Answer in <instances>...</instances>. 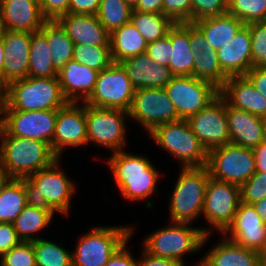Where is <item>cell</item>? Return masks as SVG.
<instances>
[{
	"label": "cell",
	"instance_id": "1",
	"mask_svg": "<svg viewBox=\"0 0 266 266\" xmlns=\"http://www.w3.org/2000/svg\"><path fill=\"white\" fill-rule=\"evenodd\" d=\"M60 158L50 166L39 170L29 177L21 178L24 182L26 203L36 208L68 214L71 197L75 191L72 180L59 168Z\"/></svg>",
	"mask_w": 266,
	"mask_h": 266
},
{
	"label": "cell",
	"instance_id": "2",
	"mask_svg": "<svg viewBox=\"0 0 266 266\" xmlns=\"http://www.w3.org/2000/svg\"><path fill=\"white\" fill-rule=\"evenodd\" d=\"M0 137V168L12 178L29 177L58 159L46 142L9 136L1 127Z\"/></svg>",
	"mask_w": 266,
	"mask_h": 266
},
{
	"label": "cell",
	"instance_id": "3",
	"mask_svg": "<svg viewBox=\"0 0 266 266\" xmlns=\"http://www.w3.org/2000/svg\"><path fill=\"white\" fill-rule=\"evenodd\" d=\"M2 110H58L68 103L58 77H27L3 88Z\"/></svg>",
	"mask_w": 266,
	"mask_h": 266
},
{
	"label": "cell",
	"instance_id": "4",
	"mask_svg": "<svg viewBox=\"0 0 266 266\" xmlns=\"http://www.w3.org/2000/svg\"><path fill=\"white\" fill-rule=\"evenodd\" d=\"M107 163L124 198L139 201L154 194L160 173L148 158L121 150L113 152Z\"/></svg>",
	"mask_w": 266,
	"mask_h": 266
},
{
	"label": "cell",
	"instance_id": "5",
	"mask_svg": "<svg viewBox=\"0 0 266 266\" xmlns=\"http://www.w3.org/2000/svg\"><path fill=\"white\" fill-rule=\"evenodd\" d=\"M191 223L171 222L144 239V251L154 257L173 259L185 265L183 256L199 251L212 233L207 228L190 227Z\"/></svg>",
	"mask_w": 266,
	"mask_h": 266
},
{
	"label": "cell",
	"instance_id": "6",
	"mask_svg": "<svg viewBox=\"0 0 266 266\" xmlns=\"http://www.w3.org/2000/svg\"><path fill=\"white\" fill-rule=\"evenodd\" d=\"M209 178L207 166L181 169L170 198L172 222L192 223L202 214Z\"/></svg>",
	"mask_w": 266,
	"mask_h": 266
},
{
	"label": "cell",
	"instance_id": "7",
	"mask_svg": "<svg viewBox=\"0 0 266 266\" xmlns=\"http://www.w3.org/2000/svg\"><path fill=\"white\" fill-rule=\"evenodd\" d=\"M149 134L160 147L182 162V168L207 166L208 151L187 119L160 124Z\"/></svg>",
	"mask_w": 266,
	"mask_h": 266
},
{
	"label": "cell",
	"instance_id": "8",
	"mask_svg": "<svg viewBox=\"0 0 266 266\" xmlns=\"http://www.w3.org/2000/svg\"><path fill=\"white\" fill-rule=\"evenodd\" d=\"M132 233L128 226L93 228L79 239L72 252V266H104Z\"/></svg>",
	"mask_w": 266,
	"mask_h": 266
},
{
	"label": "cell",
	"instance_id": "9",
	"mask_svg": "<svg viewBox=\"0 0 266 266\" xmlns=\"http://www.w3.org/2000/svg\"><path fill=\"white\" fill-rule=\"evenodd\" d=\"M134 94L135 89L126 70L120 63L113 62L99 72L93 92L84 103L93 107L129 112Z\"/></svg>",
	"mask_w": 266,
	"mask_h": 266
},
{
	"label": "cell",
	"instance_id": "10",
	"mask_svg": "<svg viewBox=\"0 0 266 266\" xmlns=\"http://www.w3.org/2000/svg\"><path fill=\"white\" fill-rule=\"evenodd\" d=\"M210 177L241 185L256 172L253 149L226 144L208 152Z\"/></svg>",
	"mask_w": 266,
	"mask_h": 266
},
{
	"label": "cell",
	"instance_id": "11",
	"mask_svg": "<svg viewBox=\"0 0 266 266\" xmlns=\"http://www.w3.org/2000/svg\"><path fill=\"white\" fill-rule=\"evenodd\" d=\"M125 116L129 117V112L85 104L88 143L112 152L123 150L126 145Z\"/></svg>",
	"mask_w": 266,
	"mask_h": 266
},
{
	"label": "cell",
	"instance_id": "12",
	"mask_svg": "<svg viewBox=\"0 0 266 266\" xmlns=\"http://www.w3.org/2000/svg\"><path fill=\"white\" fill-rule=\"evenodd\" d=\"M180 119H188L219 95V88L194 76H174L164 87Z\"/></svg>",
	"mask_w": 266,
	"mask_h": 266
},
{
	"label": "cell",
	"instance_id": "13",
	"mask_svg": "<svg viewBox=\"0 0 266 266\" xmlns=\"http://www.w3.org/2000/svg\"><path fill=\"white\" fill-rule=\"evenodd\" d=\"M240 202L239 185L210 177L202 214L211 228L222 234L232 224Z\"/></svg>",
	"mask_w": 266,
	"mask_h": 266
},
{
	"label": "cell",
	"instance_id": "14",
	"mask_svg": "<svg viewBox=\"0 0 266 266\" xmlns=\"http://www.w3.org/2000/svg\"><path fill=\"white\" fill-rule=\"evenodd\" d=\"M129 117L136 119L149 133L160 124L180 120L164 88L135 90Z\"/></svg>",
	"mask_w": 266,
	"mask_h": 266
},
{
	"label": "cell",
	"instance_id": "15",
	"mask_svg": "<svg viewBox=\"0 0 266 266\" xmlns=\"http://www.w3.org/2000/svg\"><path fill=\"white\" fill-rule=\"evenodd\" d=\"M57 115L58 110H2L1 128L9 136L37 139L51 147Z\"/></svg>",
	"mask_w": 266,
	"mask_h": 266
},
{
	"label": "cell",
	"instance_id": "16",
	"mask_svg": "<svg viewBox=\"0 0 266 266\" xmlns=\"http://www.w3.org/2000/svg\"><path fill=\"white\" fill-rule=\"evenodd\" d=\"M187 121L208 152L230 144L226 101L220 94L204 109L190 116Z\"/></svg>",
	"mask_w": 266,
	"mask_h": 266
},
{
	"label": "cell",
	"instance_id": "17",
	"mask_svg": "<svg viewBox=\"0 0 266 266\" xmlns=\"http://www.w3.org/2000/svg\"><path fill=\"white\" fill-rule=\"evenodd\" d=\"M78 103L68 102L58 109L51 149L60 159L65 147L88 144L85 103L82 102V106Z\"/></svg>",
	"mask_w": 266,
	"mask_h": 266
},
{
	"label": "cell",
	"instance_id": "18",
	"mask_svg": "<svg viewBox=\"0 0 266 266\" xmlns=\"http://www.w3.org/2000/svg\"><path fill=\"white\" fill-rule=\"evenodd\" d=\"M223 234L238 245L260 252L266 241V225L253 205L240 202L232 224Z\"/></svg>",
	"mask_w": 266,
	"mask_h": 266
},
{
	"label": "cell",
	"instance_id": "19",
	"mask_svg": "<svg viewBox=\"0 0 266 266\" xmlns=\"http://www.w3.org/2000/svg\"><path fill=\"white\" fill-rule=\"evenodd\" d=\"M32 33L6 30L3 34L5 61L3 88L28 77Z\"/></svg>",
	"mask_w": 266,
	"mask_h": 266
},
{
	"label": "cell",
	"instance_id": "20",
	"mask_svg": "<svg viewBox=\"0 0 266 266\" xmlns=\"http://www.w3.org/2000/svg\"><path fill=\"white\" fill-rule=\"evenodd\" d=\"M219 94L233 108L266 118V99L246 76L229 77Z\"/></svg>",
	"mask_w": 266,
	"mask_h": 266
},
{
	"label": "cell",
	"instance_id": "21",
	"mask_svg": "<svg viewBox=\"0 0 266 266\" xmlns=\"http://www.w3.org/2000/svg\"><path fill=\"white\" fill-rule=\"evenodd\" d=\"M251 37L245 24L222 48L217 50L222 71L228 77L245 76L252 68Z\"/></svg>",
	"mask_w": 266,
	"mask_h": 266
},
{
	"label": "cell",
	"instance_id": "22",
	"mask_svg": "<svg viewBox=\"0 0 266 266\" xmlns=\"http://www.w3.org/2000/svg\"><path fill=\"white\" fill-rule=\"evenodd\" d=\"M120 64L135 90L164 88L174 77L169 67L157 64L145 53L125 59Z\"/></svg>",
	"mask_w": 266,
	"mask_h": 266
},
{
	"label": "cell",
	"instance_id": "23",
	"mask_svg": "<svg viewBox=\"0 0 266 266\" xmlns=\"http://www.w3.org/2000/svg\"><path fill=\"white\" fill-rule=\"evenodd\" d=\"M0 11L6 30L32 33L47 21L41 13L39 0H3Z\"/></svg>",
	"mask_w": 266,
	"mask_h": 266
},
{
	"label": "cell",
	"instance_id": "24",
	"mask_svg": "<svg viewBox=\"0 0 266 266\" xmlns=\"http://www.w3.org/2000/svg\"><path fill=\"white\" fill-rule=\"evenodd\" d=\"M230 144L254 149L264 141V119L226 103Z\"/></svg>",
	"mask_w": 266,
	"mask_h": 266
},
{
	"label": "cell",
	"instance_id": "25",
	"mask_svg": "<svg viewBox=\"0 0 266 266\" xmlns=\"http://www.w3.org/2000/svg\"><path fill=\"white\" fill-rule=\"evenodd\" d=\"M75 44L110 46V33L97 15L67 13L57 20Z\"/></svg>",
	"mask_w": 266,
	"mask_h": 266
},
{
	"label": "cell",
	"instance_id": "26",
	"mask_svg": "<svg viewBox=\"0 0 266 266\" xmlns=\"http://www.w3.org/2000/svg\"><path fill=\"white\" fill-rule=\"evenodd\" d=\"M98 74V71L72 59L57 77L68 102H84L93 92Z\"/></svg>",
	"mask_w": 266,
	"mask_h": 266
},
{
	"label": "cell",
	"instance_id": "27",
	"mask_svg": "<svg viewBox=\"0 0 266 266\" xmlns=\"http://www.w3.org/2000/svg\"><path fill=\"white\" fill-rule=\"evenodd\" d=\"M202 266H261L259 252L234 243L224 236L201 259Z\"/></svg>",
	"mask_w": 266,
	"mask_h": 266
},
{
	"label": "cell",
	"instance_id": "28",
	"mask_svg": "<svg viewBox=\"0 0 266 266\" xmlns=\"http://www.w3.org/2000/svg\"><path fill=\"white\" fill-rule=\"evenodd\" d=\"M170 37L169 68L174 76H193L195 53L189 42V22L175 23L168 31Z\"/></svg>",
	"mask_w": 266,
	"mask_h": 266
},
{
	"label": "cell",
	"instance_id": "29",
	"mask_svg": "<svg viewBox=\"0 0 266 266\" xmlns=\"http://www.w3.org/2000/svg\"><path fill=\"white\" fill-rule=\"evenodd\" d=\"M203 33L207 43L218 50L226 45L245 25L240 19L226 13L193 22Z\"/></svg>",
	"mask_w": 266,
	"mask_h": 266
},
{
	"label": "cell",
	"instance_id": "30",
	"mask_svg": "<svg viewBox=\"0 0 266 266\" xmlns=\"http://www.w3.org/2000/svg\"><path fill=\"white\" fill-rule=\"evenodd\" d=\"M111 57L114 63L144 54L147 42L129 22L110 34Z\"/></svg>",
	"mask_w": 266,
	"mask_h": 266
},
{
	"label": "cell",
	"instance_id": "31",
	"mask_svg": "<svg viewBox=\"0 0 266 266\" xmlns=\"http://www.w3.org/2000/svg\"><path fill=\"white\" fill-rule=\"evenodd\" d=\"M40 31L46 36L53 59L52 64L59 73L72 60L75 43L57 20H47Z\"/></svg>",
	"mask_w": 266,
	"mask_h": 266
},
{
	"label": "cell",
	"instance_id": "32",
	"mask_svg": "<svg viewBox=\"0 0 266 266\" xmlns=\"http://www.w3.org/2000/svg\"><path fill=\"white\" fill-rule=\"evenodd\" d=\"M52 60L46 36L40 30L32 32L28 77H57Z\"/></svg>",
	"mask_w": 266,
	"mask_h": 266
},
{
	"label": "cell",
	"instance_id": "33",
	"mask_svg": "<svg viewBox=\"0 0 266 266\" xmlns=\"http://www.w3.org/2000/svg\"><path fill=\"white\" fill-rule=\"evenodd\" d=\"M52 219L53 215L49 211L27 204L12 224L21 241L33 242L40 239L33 234L46 228Z\"/></svg>",
	"mask_w": 266,
	"mask_h": 266
},
{
	"label": "cell",
	"instance_id": "34",
	"mask_svg": "<svg viewBox=\"0 0 266 266\" xmlns=\"http://www.w3.org/2000/svg\"><path fill=\"white\" fill-rule=\"evenodd\" d=\"M130 23L140 32L147 43L164 38L175 24L169 17L159 13L132 11Z\"/></svg>",
	"mask_w": 266,
	"mask_h": 266
},
{
	"label": "cell",
	"instance_id": "35",
	"mask_svg": "<svg viewBox=\"0 0 266 266\" xmlns=\"http://www.w3.org/2000/svg\"><path fill=\"white\" fill-rule=\"evenodd\" d=\"M26 205L23 180L12 178L0 194V223H13Z\"/></svg>",
	"mask_w": 266,
	"mask_h": 266
},
{
	"label": "cell",
	"instance_id": "36",
	"mask_svg": "<svg viewBox=\"0 0 266 266\" xmlns=\"http://www.w3.org/2000/svg\"><path fill=\"white\" fill-rule=\"evenodd\" d=\"M193 76L221 88L229 78L221 69L217 50L208 45L205 50L195 53Z\"/></svg>",
	"mask_w": 266,
	"mask_h": 266
},
{
	"label": "cell",
	"instance_id": "37",
	"mask_svg": "<svg viewBox=\"0 0 266 266\" xmlns=\"http://www.w3.org/2000/svg\"><path fill=\"white\" fill-rule=\"evenodd\" d=\"M133 8L124 0H101L97 17L111 34L122 25L130 22Z\"/></svg>",
	"mask_w": 266,
	"mask_h": 266
},
{
	"label": "cell",
	"instance_id": "38",
	"mask_svg": "<svg viewBox=\"0 0 266 266\" xmlns=\"http://www.w3.org/2000/svg\"><path fill=\"white\" fill-rule=\"evenodd\" d=\"M36 266H72V253L43 238L33 241Z\"/></svg>",
	"mask_w": 266,
	"mask_h": 266
},
{
	"label": "cell",
	"instance_id": "39",
	"mask_svg": "<svg viewBox=\"0 0 266 266\" xmlns=\"http://www.w3.org/2000/svg\"><path fill=\"white\" fill-rule=\"evenodd\" d=\"M72 59L98 72L113 63L110 46L75 44Z\"/></svg>",
	"mask_w": 266,
	"mask_h": 266
},
{
	"label": "cell",
	"instance_id": "40",
	"mask_svg": "<svg viewBox=\"0 0 266 266\" xmlns=\"http://www.w3.org/2000/svg\"><path fill=\"white\" fill-rule=\"evenodd\" d=\"M227 13L244 24L266 21V0H228Z\"/></svg>",
	"mask_w": 266,
	"mask_h": 266
},
{
	"label": "cell",
	"instance_id": "41",
	"mask_svg": "<svg viewBox=\"0 0 266 266\" xmlns=\"http://www.w3.org/2000/svg\"><path fill=\"white\" fill-rule=\"evenodd\" d=\"M246 25L250 30L252 67H266V21Z\"/></svg>",
	"mask_w": 266,
	"mask_h": 266
},
{
	"label": "cell",
	"instance_id": "42",
	"mask_svg": "<svg viewBox=\"0 0 266 266\" xmlns=\"http://www.w3.org/2000/svg\"><path fill=\"white\" fill-rule=\"evenodd\" d=\"M0 257V266H36L33 242L21 241Z\"/></svg>",
	"mask_w": 266,
	"mask_h": 266
},
{
	"label": "cell",
	"instance_id": "43",
	"mask_svg": "<svg viewBox=\"0 0 266 266\" xmlns=\"http://www.w3.org/2000/svg\"><path fill=\"white\" fill-rule=\"evenodd\" d=\"M240 201L254 204L266 197V172H255L245 183L239 186Z\"/></svg>",
	"mask_w": 266,
	"mask_h": 266
},
{
	"label": "cell",
	"instance_id": "44",
	"mask_svg": "<svg viewBox=\"0 0 266 266\" xmlns=\"http://www.w3.org/2000/svg\"><path fill=\"white\" fill-rule=\"evenodd\" d=\"M228 0H192L191 23L227 13Z\"/></svg>",
	"mask_w": 266,
	"mask_h": 266
},
{
	"label": "cell",
	"instance_id": "45",
	"mask_svg": "<svg viewBox=\"0 0 266 266\" xmlns=\"http://www.w3.org/2000/svg\"><path fill=\"white\" fill-rule=\"evenodd\" d=\"M192 0H163V14L174 23H191Z\"/></svg>",
	"mask_w": 266,
	"mask_h": 266
},
{
	"label": "cell",
	"instance_id": "46",
	"mask_svg": "<svg viewBox=\"0 0 266 266\" xmlns=\"http://www.w3.org/2000/svg\"><path fill=\"white\" fill-rule=\"evenodd\" d=\"M170 37L166 35L164 38L147 43L145 54H147L152 61L162 66H169L170 61Z\"/></svg>",
	"mask_w": 266,
	"mask_h": 266
},
{
	"label": "cell",
	"instance_id": "47",
	"mask_svg": "<svg viewBox=\"0 0 266 266\" xmlns=\"http://www.w3.org/2000/svg\"><path fill=\"white\" fill-rule=\"evenodd\" d=\"M70 0H39L40 10L46 20H58L68 13Z\"/></svg>",
	"mask_w": 266,
	"mask_h": 266
},
{
	"label": "cell",
	"instance_id": "48",
	"mask_svg": "<svg viewBox=\"0 0 266 266\" xmlns=\"http://www.w3.org/2000/svg\"><path fill=\"white\" fill-rule=\"evenodd\" d=\"M20 242L12 223H0V256Z\"/></svg>",
	"mask_w": 266,
	"mask_h": 266
},
{
	"label": "cell",
	"instance_id": "49",
	"mask_svg": "<svg viewBox=\"0 0 266 266\" xmlns=\"http://www.w3.org/2000/svg\"><path fill=\"white\" fill-rule=\"evenodd\" d=\"M101 0H70L68 13L97 15Z\"/></svg>",
	"mask_w": 266,
	"mask_h": 266
},
{
	"label": "cell",
	"instance_id": "50",
	"mask_svg": "<svg viewBox=\"0 0 266 266\" xmlns=\"http://www.w3.org/2000/svg\"><path fill=\"white\" fill-rule=\"evenodd\" d=\"M129 239L111 256L104 266H138V261L133 257L126 245Z\"/></svg>",
	"mask_w": 266,
	"mask_h": 266
},
{
	"label": "cell",
	"instance_id": "51",
	"mask_svg": "<svg viewBox=\"0 0 266 266\" xmlns=\"http://www.w3.org/2000/svg\"><path fill=\"white\" fill-rule=\"evenodd\" d=\"M245 76L266 99V67H252Z\"/></svg>",
	"mask_w": 266,
	"mask_h": 266
},
{
	"label": "cell",
	"instance_id": "52",
	"mask_svg": "<svg viewBox=\"0 0 266 266\" xmlns=\"http://www.w3.org/2000/svg\"><path fill=\"white\" fill-rule=\"evenodd\" d=\"M189 42L194 53L205 50L209 45L203 33L193 23H189Z\"/></svg>",
	"mask_w": 266,
	"mask_h": 266
},
{
	"label": "cell",
	"instance_id": "53",
	"mask_svg": "<svg viewBox=\"0 0 266 266\" xmlns=\"http://www.w3.org/2000/svg\"><path fill=\"white\" fill-rule=\"evenodd\" d=\"M143 259H139L138 266H185L180 261L167 258L154 257L145 251L142 252Z\"/></svg>",
	"mask_w": 266,
	"mask_h": 266
},
{
	"label": "cell",
	"instance_id": "54",
	"mask_svg": "<svg viewBox=\"0 0 266 266\" xmlns=\"http://www.w3.org/2000/svg\"><path fill=\"white\" fill-rule=\"evenodd\" d=\"M134 11L163 14V0H138Z\"/></svg>",
	"mask_w": 266,
	"mask_h": 266
},
{
	"label": "cell",
	"instance_id": "55",
	"mask_svg": "<svg viewBox=\"0 0 266 266\" xmlns=\"http://www.w3.org/2000/svg\"><path fill=\"white\" fill-rule=\"evenodd\" d=\"M256 172H266V142H261L253 149Z\"/></svg>",
	"mask_w": 266,
	"mask_h": 266
},
{
	"label": "cell",
	"instance_id": "56",
	"mask_svg": "<svg viewBox=\"0 0 266 266\" xmlns=\"http://www.w3.org/2000/svg\"><path fill=\"white\" fill-rule=\"evenodd\" d=\"M252 205L256 213L261 217L262 222L266 225V197Z\"/></svg>",
	"mask_w": 266,
	"mask_h": 266
},
{
	"label": "cell",
	"instance_id": "57",
	"mask_svg": "<svg viewBox=\"0 0 266 266\" xmlns=\"http://www.w3.org/2000/svg\"><path fill=\"white\" fill-rule=\"evenodd\" d=\"M5 61L3 37H0V87L3 88V65Z\"/></svg>",
	"mask_w": 266,
	"mask_h": 266
},
{
	"label": "cell",
	"instance_id": "58",
	"mask_svg": "<svg viewBox=\"0 0 266 266\" xmlns=\"http://www.w3.org/2000/svg\"><path fill=\"white\" fill-rule=\"evenodd\" d=\"M11 179L12 177L6 171L0 168V194Z\"/></svg>",
	"mask_w": 266,
	"mask_h": 266
},
{
	"label": "cell",
	"instance_id": "59",
	"mask_svg": "<svg viewBox=\"0 0 266 266\" xmlns=\"http://www.w3.org/2000/svg\"><path fill=\"white\" fill-rule=\"evenodd\" d=\"M3 88L0 87V127H1V123H2V106H3Z\"/></svg>",
	"mask_w": 266,
	"mask_h": 266
},
{
	"label": "cell",
	"instance_id": "60",
	"mask_svg": "<svg viewBox=\"0 0 266 266\" xmlns=\"http://www.w3.org/2000/svg\"><path fill=\"white\" fill-rule=\"evenodd\" d=\"M6 29L4 26V21L1 15V11H0V37H3V34L5 33Z\"/></svg>",
	"mask_w": 266,
	"mask_h": 266
},
{
	"label": "cell",
	"instance_id": "61",
	"mask_svg": "<svg viewBox=\"0 0 266 266\" xmlns=\"http://www.w3.org/2000/svg\"><path fill=\"white\" fill-rule=\"evenodd\" d=\"M124 1L133 8L138 0H124Z\"/></svg>",
	"mask_w": 266,
	"mask_h": 266
},
{
	"label": "cell",
	"instance_id": "62",
	"mask_svg": "<svg viewBox=\"0 0 266 266\" xmlns=\"http://www.w3.org/2000/svg\"><path fill=\"white\" fill-rule=\"evenodd\" d=\"M259 255L260 256H266V241L264 243L263 248L260 250Z\"/></svg>",
	"mask_w": 266,
	"mask_h": 266
},
{
	"label": "cell",
	"instance_id": "63",
	"mask_svg": "<svg viewBox=\"0 0 266 266\" xmlns=\"http://www.w3.org/2000/svg\"><path fill=\"white\" fill-rule=\"evenodd\" d=\"M261 266H266V256H260Z\"/></svg>",
	"mask_w": 266,
	"mask_h": 266
},
{
	"label": "cell",
	"instance_id": "64",
	"mask_svg": "<svg viewBox=\"0 0 266 266\" xmlns=\"http://www.w3.org/2000/svg\"><path fill=\"white\" fill-rule=\"evenodd\" d=\"M264 141L266 142V118L264 119Z\"/></svg>",
	"mask_w": 266,
	"mask_h": 266
}]
</instances>
